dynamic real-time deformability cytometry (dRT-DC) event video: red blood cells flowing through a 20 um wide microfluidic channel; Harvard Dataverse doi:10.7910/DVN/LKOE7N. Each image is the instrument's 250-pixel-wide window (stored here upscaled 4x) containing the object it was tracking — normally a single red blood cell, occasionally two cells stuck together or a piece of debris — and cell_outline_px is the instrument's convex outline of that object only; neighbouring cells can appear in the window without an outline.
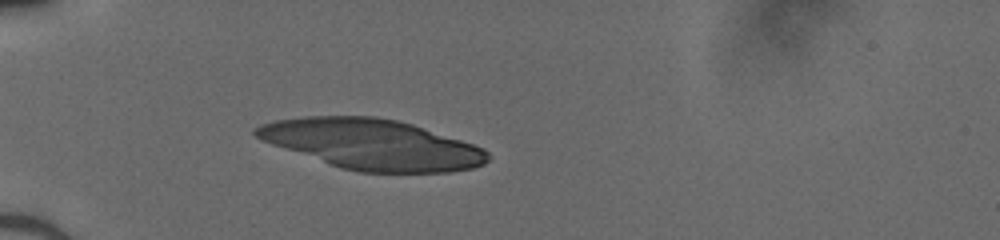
{"species": "human", "species_latin": "Homo sapiens", "temperature_condition": "cold", "stored_images_in_passage": 35, "camera_frame_rate_fps": 3000, "um_per_image_px": 0.085, "donor": {"sex": "male"}, "frame": {"image": 1, "passage_image": 10, "time_ms": 3.0, "image_size_px": [1000, 240], "cell_outline_px": [[488, 160], [484, 164], [472, 168], [448, 172], [360, 172], [340, 168], [328, 164], [272, 144], [256, 136], [252, 132], [252, 128], [260, 124], [276, 120], [304, 116], [376, 116], [396, 120], [412, 124], [484, 148], [488, 152]], "centroid_in_image_um": [31.59, 12.26], "position_along_channel_um": 53.4, "area_um2": 67.39}}